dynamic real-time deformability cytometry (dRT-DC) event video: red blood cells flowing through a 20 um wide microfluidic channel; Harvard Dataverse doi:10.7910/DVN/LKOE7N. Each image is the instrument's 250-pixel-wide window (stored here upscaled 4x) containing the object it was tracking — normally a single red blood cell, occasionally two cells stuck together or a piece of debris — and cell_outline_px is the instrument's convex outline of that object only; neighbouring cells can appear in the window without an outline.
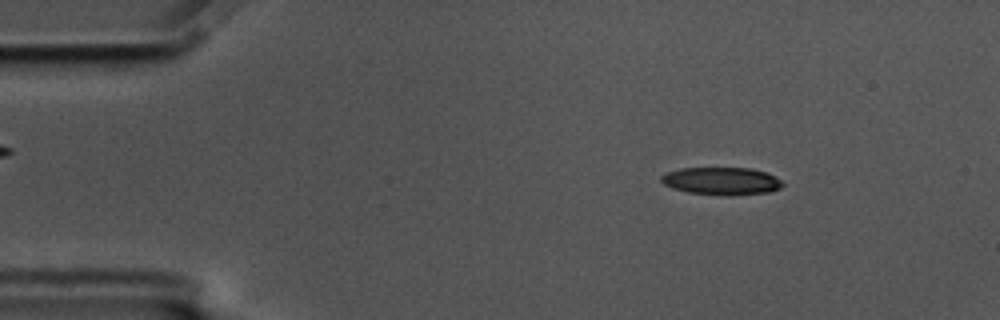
{"species": "common noctule bat (a hibernating species)", "species_latin": "Nyctalus noctula", "temperature_condition": "cold", "stored_images_in_passage": 55, "camera_frame_rate_fps": 3000, "um_per_image_px": 0.085, "animal": {"sex": "male", "body_mass_g": 17.5, "forearm_length_mm": 52.3}, "frame": {"image": 1, "passage_image": 5, "time_ms": 1.333, "image_size_px": [1000, 320], "cell_outline_px": [[784, 184], [780, 188], [772, 192], [732, 196], [728, 196], [688, 192], [672, 188], [664, 184], [660, 180], [660, 176], [668, 172], [680, 168], [752, 168], [768, 172], [776, 176]], "centroid_in_image_um": [61.38, 15.39], "position_along_channel_um": 23.6, "area_um2": 19.83}}
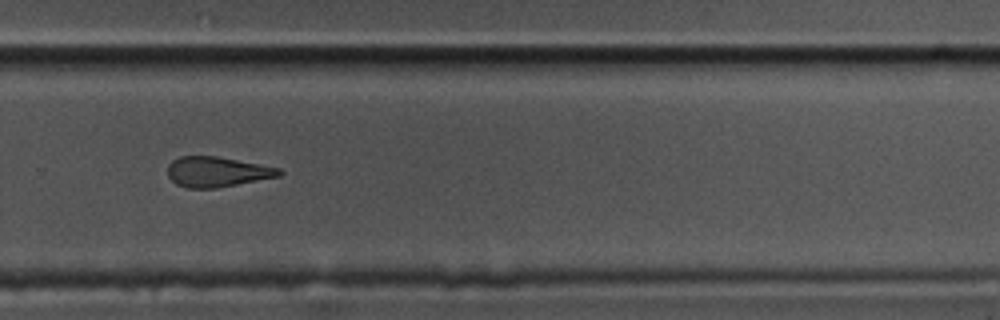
{"frame": {"image": 2, "passage_image": 36, "time_ms": 11.667, "image_size_px": [1000, 320], "cell_outline_px": [[284, 172], [280, 176], [216, 188], [188, 188], [176, 184], [168, 176], [168, 164], [172, 160], [180, 156], [216, 156], [260, 164], [280, 168]], "centroid_in_image_um": [18.45, 14.6], "position_along_channel_um": 311.4, "area_um2": 19.59}}
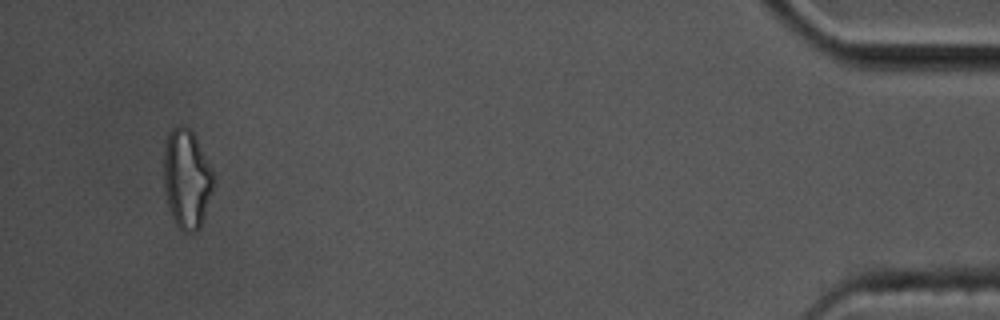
{"frame": {"image": 3, "passage_image": 52, "time_ms": 17.0, "image_size_px": [1000, 320], "cell_outline_px": [[212, 188], [200, 228], [196, 232], [184, 232], [176, 224], [172, 216], [168, 204], [164, 188], [164, 136], [176, 124], [184, 124], [192, 128], [212, 168]], "centroid_in_image_um": [15.84, 15.1], "position_along_channel_um": 419.4, "area_um2": 28.96}}